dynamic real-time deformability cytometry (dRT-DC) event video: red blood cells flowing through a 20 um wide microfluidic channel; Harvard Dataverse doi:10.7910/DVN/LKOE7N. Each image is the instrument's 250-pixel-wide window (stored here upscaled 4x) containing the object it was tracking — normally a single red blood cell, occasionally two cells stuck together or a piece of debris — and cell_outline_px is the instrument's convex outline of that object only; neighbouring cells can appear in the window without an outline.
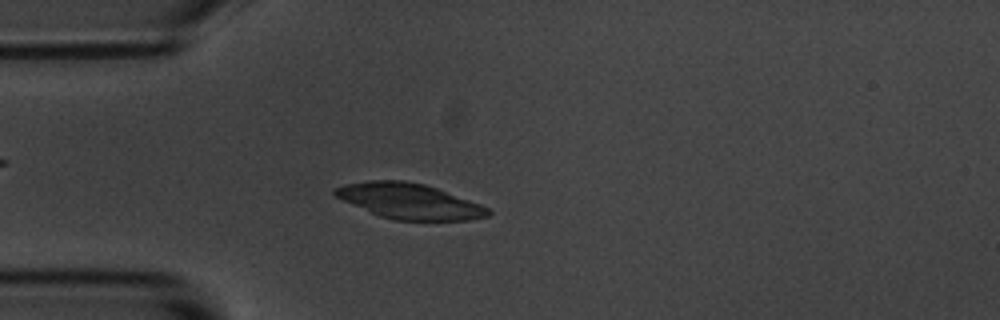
{"species": "common noctule bat (a hibernating species)", "species_latin": "Nyctalus noctula", "temperature_condition": "room temperature", "stored_images_in_passage": 3, "camera_frame_rate_fps": 3000, "um_per_image_px": 0.085, "animal": {"sex": "male", "body_mass_g": 20.1, "forearm_length_mm": 53.5}, "frame": {"image": 1, "passage_image": 3, "time_ms": 2.333, "image_size_px": [1000, 320], "cell_outline_px": [[492, 212], [488, 216], [472, 220], [396, 220], [380, 216], [344, 200], [336, 196], [332, 192], [332, 188], [344, 184], [368, 180], [404, 180], [424, 184], [436, 188], [480, 204], [488, 208]], "centroid_in_image_um": [34.79, 17.09], "position_along_channel_um": 50.2, "area_um2": 31.33}}